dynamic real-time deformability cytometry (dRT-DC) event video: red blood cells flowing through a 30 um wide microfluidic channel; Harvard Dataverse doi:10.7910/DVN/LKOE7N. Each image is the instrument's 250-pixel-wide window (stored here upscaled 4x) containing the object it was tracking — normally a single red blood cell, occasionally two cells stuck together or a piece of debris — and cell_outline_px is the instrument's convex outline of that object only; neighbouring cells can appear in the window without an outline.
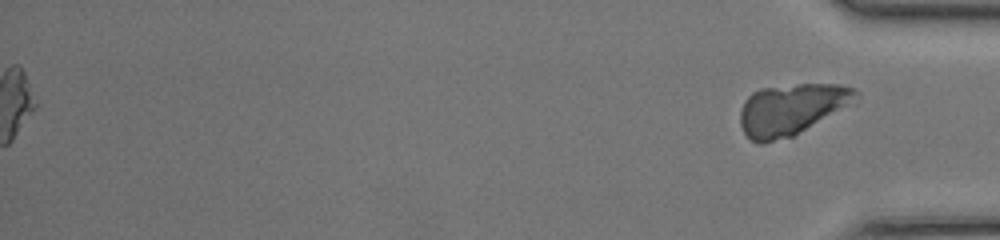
{"species": "common noctule bat (a hibernating species)", "species_latin": "Nyctalus noctula", "temperature_condition": "room temperature", "stored_images_in_passage": 49, "segment_of_instrument_passage": [2, 2], "camera_frame_rate_fps": 3000, "um_per_image_px": 0.085, "animal": {"sex": "female", "body_mass_g": 17.0, "forearm_length_mm": 48.0}, "frame": {"image": 1, "passage_image": 49, "time_ms": 16.0, "image_size_px": [1000, 240], "cell_outline_px": [[860, 92], [844, 104], [792, 136], [764, 144], [760, 144], [752, 140], [744, 132], [740, 124], [740, 112], [744, 100], [752, 92], [760, 88], [800, 84], [840, 84], [856, 88]], "centroid_in_image_um": [67.13, 9.27], "position_along_channel_um": 368.1, "area_um2": 33.18}}